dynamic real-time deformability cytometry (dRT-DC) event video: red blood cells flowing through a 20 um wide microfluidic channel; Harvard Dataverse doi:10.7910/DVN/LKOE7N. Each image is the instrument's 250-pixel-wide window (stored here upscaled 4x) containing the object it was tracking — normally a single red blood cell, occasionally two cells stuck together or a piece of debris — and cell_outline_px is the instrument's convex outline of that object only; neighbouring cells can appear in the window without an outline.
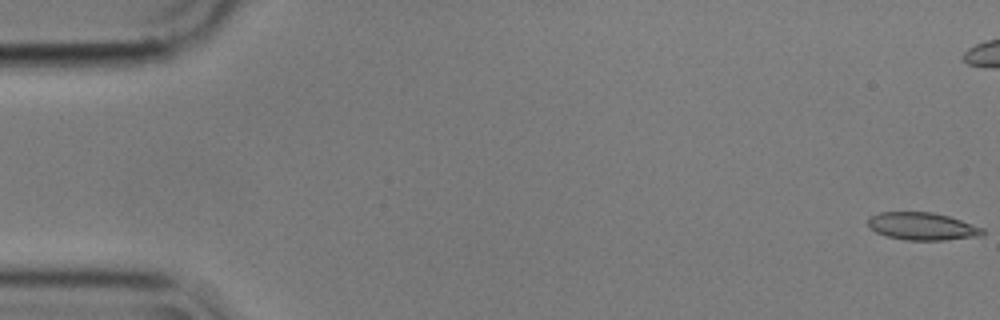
{"species": "common noctule bat (a hibernating species)", "species_latin": "Nyctalus noctula", "temperature_condition": "cold", "stored_images_in_passage": 4, "camera_frame_rate_fps": 3000, "um_per_image_px": 0.085, "animal": {"sex": "male", "body_mass_g": 17.9}, "frame": {"image": 1, "passage_image": 1, "time_ms": 0.0, "image_size_px": [1000, 320], "cell_outline_px": [[984, 236], [944, 240], [904, 240], [888, 236], [876, 232], [868, 224], [868, 216], [880, 212], [932, 212], [948, 216], [984, 228]], "centroid_in_image_um": [78.41, 19.24], "position_along_channel_um": 6.6, "area_um2": 18.44}}